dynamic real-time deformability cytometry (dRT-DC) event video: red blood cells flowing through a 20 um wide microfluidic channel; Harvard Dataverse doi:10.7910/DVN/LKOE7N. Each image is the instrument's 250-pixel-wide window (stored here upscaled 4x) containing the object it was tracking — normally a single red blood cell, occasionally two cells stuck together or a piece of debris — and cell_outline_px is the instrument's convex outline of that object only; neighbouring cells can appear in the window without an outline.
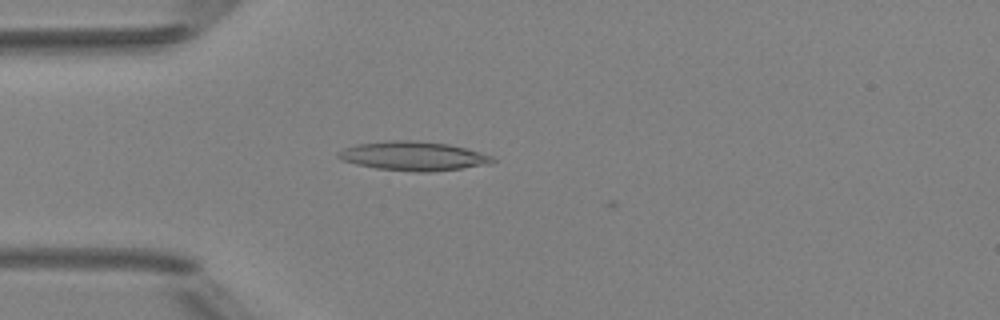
{"species": "Egyptian fruit bat (a non-hibernating species)", "species_latin": "Rousettus aegyptiacus", "temperature_condition": "room temperature", "stored_images_in_passage": 5, "camera_frame_rate_fps": 3000, "um_per_image_px": 0.085, "animal": {"sex": "female"}, "frame": {"image": 1, "passage_image": 4, "time_ms": 4.333, "image_size_px": [1000, 320], "cell_outline_px": [[496, 160], [492, 164], [428, 172], [416, 172], [376, 168], [356, 164], [344, 160], [336, 156], [336, 152], [344, 148], [356, 144], [388, 140], [416, 140], [448, 144], [464, 148], [492, 156]], "centroid_in_image_um": [35.11, 13.26], "position_along_channel_um": 49.9, "area_um2": 26.07}}